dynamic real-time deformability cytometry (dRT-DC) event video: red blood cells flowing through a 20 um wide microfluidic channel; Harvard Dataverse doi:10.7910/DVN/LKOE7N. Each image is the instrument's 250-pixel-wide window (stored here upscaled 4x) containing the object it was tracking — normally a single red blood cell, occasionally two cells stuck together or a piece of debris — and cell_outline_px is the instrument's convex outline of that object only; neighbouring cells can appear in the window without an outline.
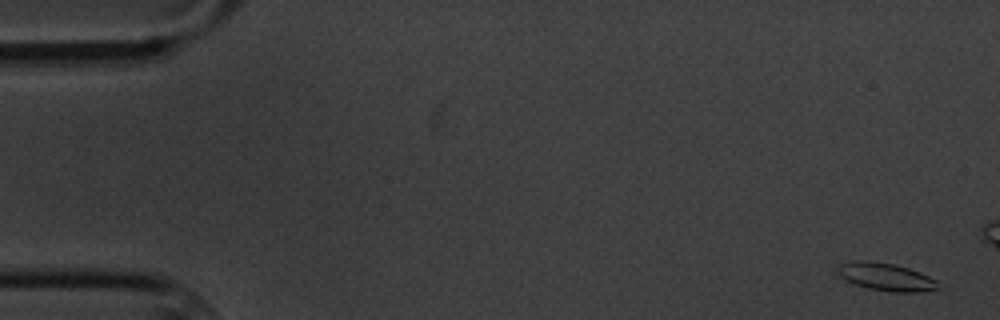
{"species": "common noctule bat (a hibernating species)", "species_latin": "Nyctalus noctula", "temperature_condition": "cold", "stored_images_in_passage": 5, "camera_frame_rate_fps": 3000, "um_per_image_px": 0.085, "animal": {"sex": "male", "body_mass_g": 20.1, "forearm_length_mm": 53.5}, "frame": {"image": 1, "passage_image": 1, "time_ms": 0.0, "image_size_px": [1000, 320], "cell_outline_px": [[940, 288], [924, 292], [892, 292], [868, 288], [856, 284], [840, 276], [836, 272], [840, 264], [852, 260], [864, 260], [892, 264], [908, 268], [920, 272], [936, 280]], "centroid_in_image_um": [75.32, 23.54], "position_along_channel_um": 9.7, "area_um2": 16.13}}